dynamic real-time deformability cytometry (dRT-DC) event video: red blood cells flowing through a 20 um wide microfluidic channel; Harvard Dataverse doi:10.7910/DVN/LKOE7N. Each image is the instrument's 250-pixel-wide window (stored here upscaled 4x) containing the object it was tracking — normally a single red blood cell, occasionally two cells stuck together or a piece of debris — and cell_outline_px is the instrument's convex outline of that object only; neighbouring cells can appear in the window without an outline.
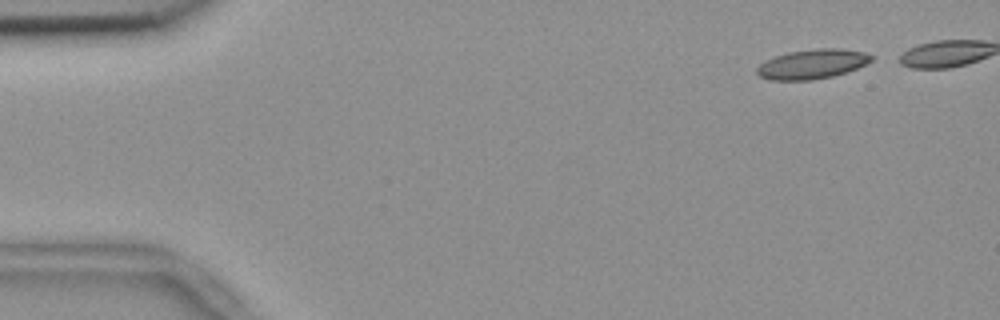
{"species": "common noctule bat (a hibernating species)", "species_latin": "Nyctalus noctula", "temperature_condition": "room temperature", "stored_images_in_passage": 43, "camera_frame_rate_fps": 3000, "um_per_image_px": 0.085, "animal": {"sex": "female", "body_mass_g": 18.4}, "frame": {"image": 1, "passage_image": 3, "time_ms": 0.667, "image_size_px": [1000, 320], "cell_outline_px": [[876, 56], [872, 60], [856, 68], [832, 76], [812, 80], [768, 80], [760, 76], [756, 72], [756, 68], [764, 60], [788, 52], [816, 48], [840, 48], [864, 52]], "centroid_in_image_um": [69.02, 5.44], "position_along_channel_um": 16.0, "area_um2": 19.71}}
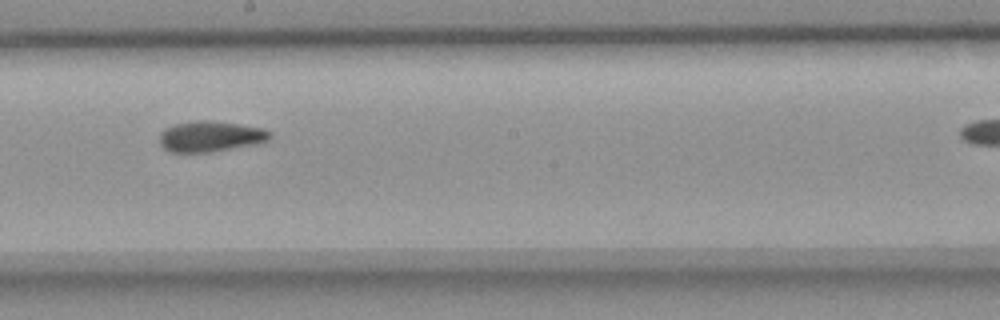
{"frame": {"image": 2, "passage_image": 29, "time_ms": 9.333, "image_size_px": [1000, 320], "cell_outline_px": [[272, 140], [264, 144], [208, 152], [172, 152], [164, 148], [160, 144], [160, 132], [164, 128], [176, 124], [196, 120], [212, 120], [264, 128], [272, 132]], "centroid_in_image_um": [17.98, 11.6], "position_along_channel_um": 230.2, "area_um2": 20.23}}
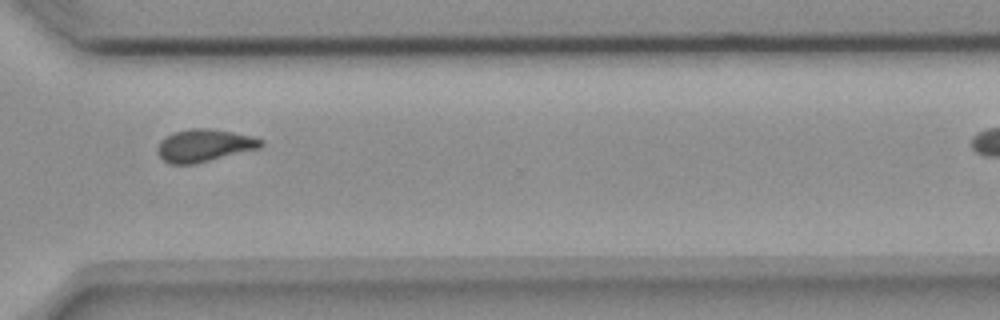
{"frame": {"image": 3, "passage_image": 39, "time_ms": 12.667, "image_size_px": [1000, 320], "cell_outline_px": [[264, 144], [260, 148], [196, 164], [168, 164], [156, 152], [156, 148], [160, 140], [172, 132], [192, 128], [208, 128], [256, 136], [264, 140]], "centroid_in_image_um": [17.37, 12.36], "position_along_channel_um": 353.2, "area_um2": 19.94}}